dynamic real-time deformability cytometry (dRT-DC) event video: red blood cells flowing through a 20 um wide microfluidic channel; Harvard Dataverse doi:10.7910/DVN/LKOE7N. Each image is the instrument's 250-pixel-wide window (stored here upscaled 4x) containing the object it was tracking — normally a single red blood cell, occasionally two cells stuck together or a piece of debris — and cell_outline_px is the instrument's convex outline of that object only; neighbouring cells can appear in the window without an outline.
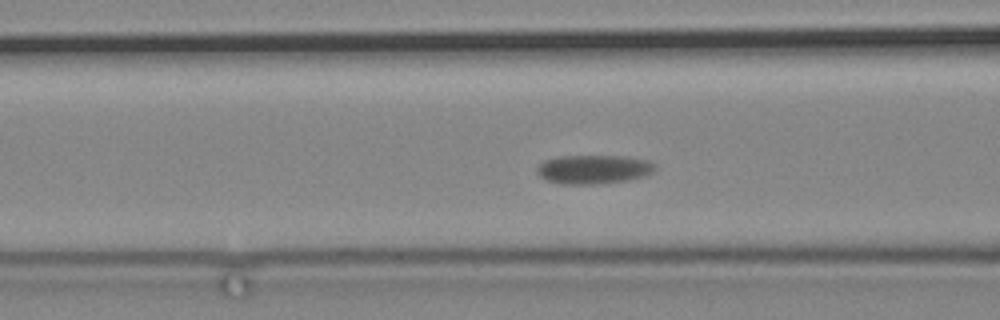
{"species": "common noctule bat (a hibernating species)", "species_latin": "Nyctalus noctula", "temperature_condition": "cold", "stored_images_in_passage": 55, "camera_frame_rate_fps": 3000, "um_per_image_px": 0.085, "animal": {"sex": "male", "body_mass_g": 19.2, "forearm_length_mm": 51.8}, "frame": {"image": 1, "passage_image": 16, "time_ms": 5.0, "image_size_px": [1000, 320], "cell_outline_px": [[656, 168], [652, 172], [644, 176], [628, 180], [596, 184], [560, 184], [548, 180], [540, 176], [536, 172], [536, 168], [544, 160], [560, 156], [624, 156], [648, 160], [656, 164]], "centroid_in_image_um": [50.46, 14.39], "position_along_channel_um": 116.1, "area_um2": 19.94}}
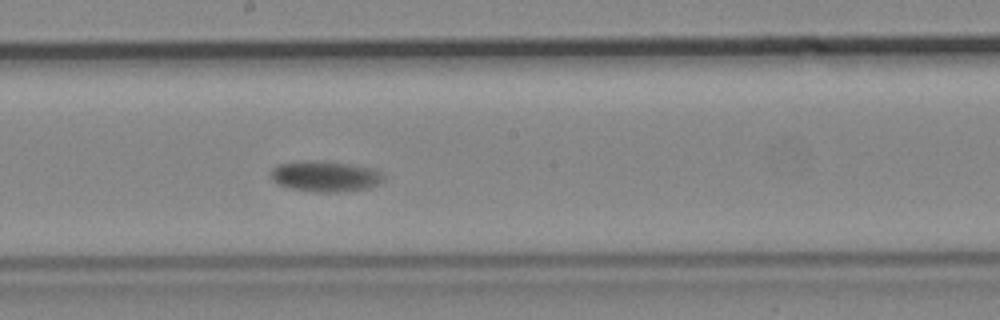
{"frame": {"image": 2, "passage_image": 26, "time_ms": 8.333, "image_size_px": [1000, 320], "cell_outline_px": [[384, 180], [380, 184], [368, 188], [340, 192], [316, 192], [288, 188], [272, 180], [272, 168], [276, 164], [300, 160], [324, 160], [352, 164], [376, 168], [384, 172]], "centroid_in_image_um": [27.7, 14.96], "position_along_channel_um": 220.5, "area_um2": 20.81}}
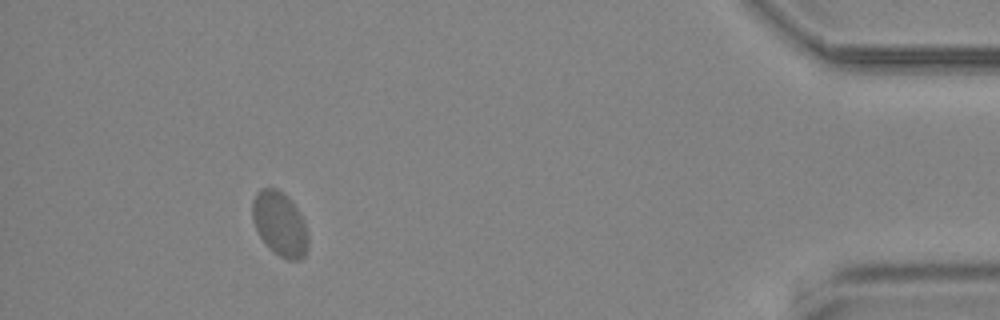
{"frame": {"image": 3, "passage_image": 50, "time_ms": 16.333, "image_size_px": [1000, 320], "cell_outline_px": [[308, 248], [304, 256], [300, 260], [288, 260], [272, 252], [260, 236], [252, 220], [252, 200], [256, 192], [260, 188], [276, 188], [284, 192], [292, 200], [304, 224], [308, 236]], "centroid_in_image_um": [23.77, 19.02], "position_along_channel_um": 411.4, "area_um2": 20.98}}